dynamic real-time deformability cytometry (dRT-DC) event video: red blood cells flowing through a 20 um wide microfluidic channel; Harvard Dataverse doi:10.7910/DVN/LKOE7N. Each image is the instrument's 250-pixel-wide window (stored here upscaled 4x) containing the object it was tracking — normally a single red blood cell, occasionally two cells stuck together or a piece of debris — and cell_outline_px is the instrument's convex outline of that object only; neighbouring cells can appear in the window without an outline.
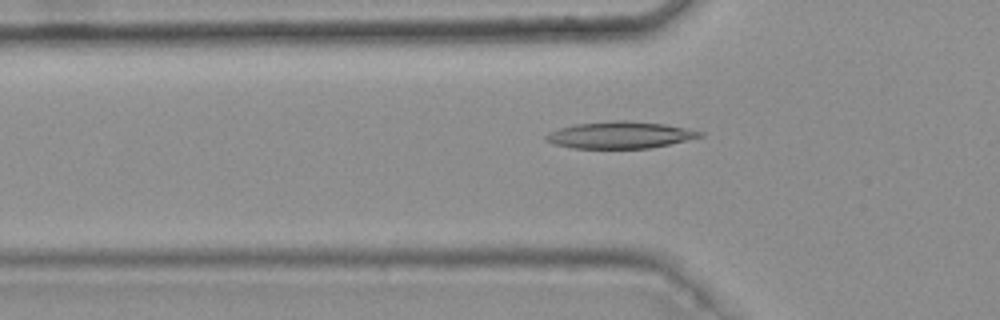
{"species": "common noctule bat (a hibernating species)", "species_latin": "Nyctalus noctula", "temperature_condition": "warm", "stored_images_in_passage": 38, "camera_frame_rate_fps": 3000, "um_per_image_px": 0.085, "animal": {"sex": "female", "body_mass_g": 25.1}, "frame": {"image": 1, "passage_image": 7, "time_ms": 2.0, "image_size_px": [1000, 320], "cell_outline_px": [[704, 136], [668, 144], [648, 148], [572, 148], [556, 144], [544, 140], [544, 136], [548, 132], [572, 124], [612, 120], [624, 120], [664, 124], [704, 132]], "centroid_in_image_um": [52.65, 11.46], "position_along_channel_um": 73.1, "area_um2": 23.99}}
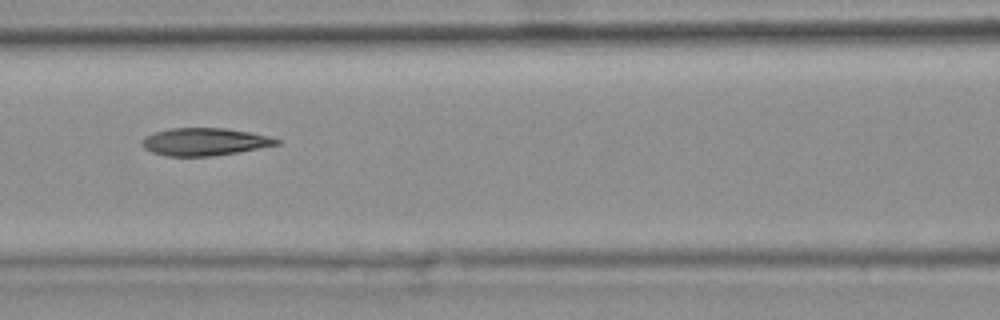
{"frame": {"image": 2, "passage_image": 13, "time_ms": 4.0, "image_size_px": [1000, 320], "cell_outline_px": [[280, 144], [236, 152], [212, 156], [168, 156], [152, 152], [144, 148], [140, 144], [140, 140], [144, 136], [168, 128], [224, 128], [248, 132], [268, 136], [280, 140]], "centroid_in_image_um": [17.32, 12.05], "position_along_channel_um": 149.3, "area_um2": 21.5}}
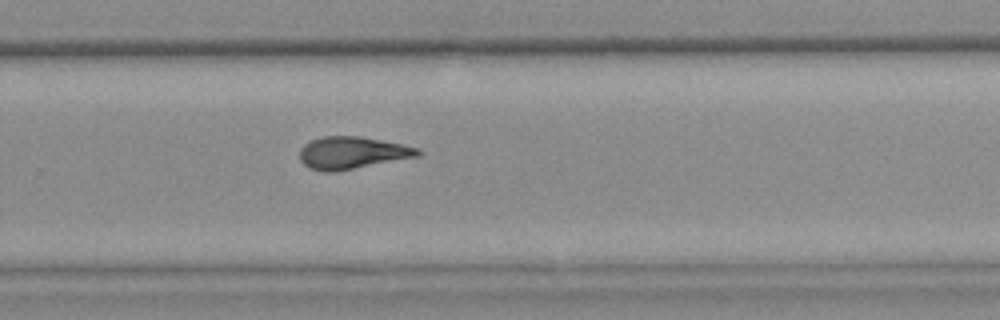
{"frame": {"image": 3, "passage_image": 25, "time_ms": 8.0, "image_size_px": [1000, 320], "cell_outline_px": [[420, 156], [336, 172], [324, 172], [308, 168], [300, 160], [300, 148], [304, 144], [312, 140], [324, 136], [360, 136], [404, 144], [420, 148]], "centroid_in_image_um": [29.94, 12.99], "position_along_channel_um": 299.9, "area_um2": 22.43}, "authors_computed_cell_mechanics": {"area_um2": 22.1374, "velocity_mm_per_s": 3.775, "shape_relaxation_time_tau1_ms": null, "shape_relaxation_time_tau2_ms": 4.2136, "deformation_change_tau1": null, "deformation_change_tau2": 0.1357}}